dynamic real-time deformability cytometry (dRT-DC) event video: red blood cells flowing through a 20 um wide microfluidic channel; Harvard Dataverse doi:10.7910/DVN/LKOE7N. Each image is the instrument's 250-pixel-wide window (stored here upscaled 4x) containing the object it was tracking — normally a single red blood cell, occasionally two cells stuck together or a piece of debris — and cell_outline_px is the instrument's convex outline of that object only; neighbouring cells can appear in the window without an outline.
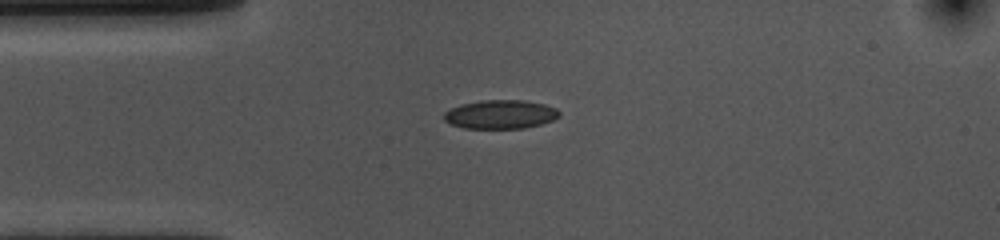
{"species": "common noctule bat (a hibernating species)", "species_latin": "Nyctalus noctula", "temperature_condition": "cold", "stored_images_in_passage": 43, "camera_frame_rate_fps": 3000, "um_per_image_px": 0.085, "animal": {"sex": "female", "body_mass_g": 10.0, "forearm_length_mm": 53.1}, "frame": {"image": 1, "passage_image": 1, "time_ms": 0.0, "image_size_px": [1000, 240], "cell_outline_px": [[560, 116], [552, 120], [540, 124], [524, 128], [464, 128], [452, 124], [444, 120], [444, 112], [460, 104], [480, 100], [524, 100], [544, 104], [556, 108], [560, 112]], "centroid_in_image_um": [42.54, 9.71], "position_along_channel_um": 42.5, "area_um2": 19.31}}
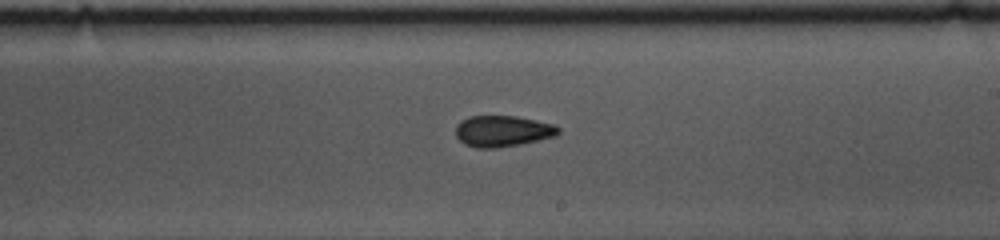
{"frame": {"image": 2, "passage_image": 19, "time_ms": 6.0, "image_size_px": [1000, 240], "cell_outline_px": [[560, 132], [556, 136], [520, 144], [496, 148], [476, 148], [464, 144], [456, 136], [456, 124], [460, 120], [468, 116], [516, 116], [556, 124], [560, 128]], "centroid_in_image_um": [42.72, 11.14], "position_along_channel_um": 246.3, "area_um2": 18.84}}
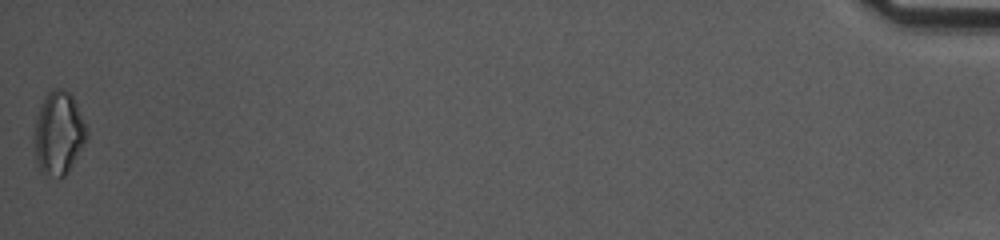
{"frame": {"image": 3, "passage_image": 43, "time_ms": 14.0, "image_size_px": [1000, 240], "cell_outline_px": [[88, 136], [84, 144], [68, 172], [60, 180], [40, 172], [36, 160], [32, 136], [36, 116], [40, 104], [48, 92], [52, 88], [64, 88], [72, 96], [76, 104], [88, 132]], "centroid_in_image_um": [4.94, 11.34], "position_along_channel_um": 430.3, "area_um2": 25.84}, "authors_computed_cell_mechanics": {"area_um2": 18.8428, "velocity_mm_per_s": 3.6036, "shape_relaxation_time_tau1_ms": 6.0731, "shape_relaxation_time_tau2_ms": 2.5105, "deformation_change_tau1": 0.1017, "deformation_change_tau2": 0.0659}}